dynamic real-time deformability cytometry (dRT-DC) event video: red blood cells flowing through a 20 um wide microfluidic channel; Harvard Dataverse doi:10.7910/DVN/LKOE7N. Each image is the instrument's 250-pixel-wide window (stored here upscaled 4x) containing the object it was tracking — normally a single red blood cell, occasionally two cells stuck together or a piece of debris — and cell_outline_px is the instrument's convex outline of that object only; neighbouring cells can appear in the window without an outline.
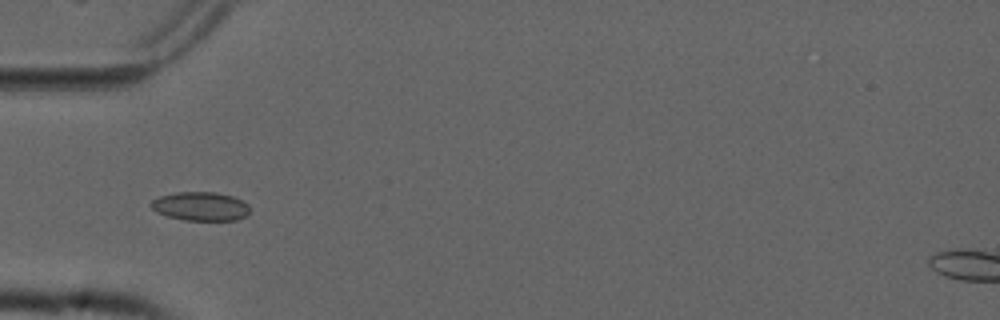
{"species": "common noctule bat (a hibernating species)", "species_latin": "Nyctalus noctula", "temperature_condition": "cold", "stored_images_in_passage": 32, "camera_frame_rate_fps": 3000, "um_per_image_px": 0.085, "animal": {"sex": "male", "forearm_length_mm": 52.5}, "frame": {"image": 1, "passage_image": 3, "time_ms": 0.667, "image_size_px": [1000, 320], "cell_outline_px": [[248, 212], [244, 216], [236, 220], [184, 220], [168, 216], [156, 212], [148, 204], [152, 200], [160, 196], [176, 192], [216, 192], [232, 196], [248, 204]], "centroid_in_image_um": [17.0, 17.53], "position_along_channel_um": 68.0, "area_um2": 16.47}}
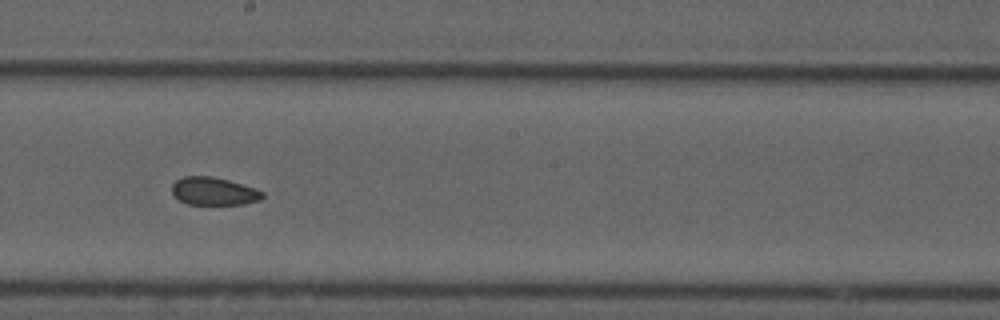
{"frame": {"image": 2, "passage_image": 16, "time_ms": 5.0, "image_size_px": [1000, 320], "cell_outline_px": [[264, 196], [260, 200], [244, 204], [188, 204], [180, 200], [172, 192], [172, 184], [176, 180], [184, 176], [212, 176], [228, 180], [256, 188], [264, 192]], "centroid_in_image_um": [18.19, 16.25], "position_along_channel_um": 230.0, "area_um2": 14.68}}
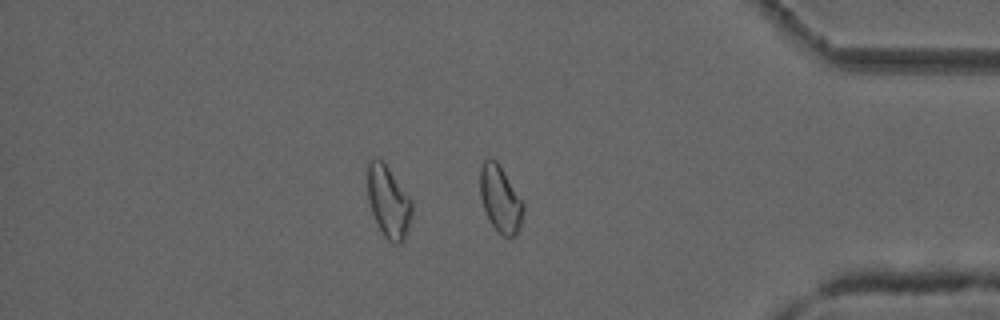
{"frame": {"image": 3, "passage_image": 31, "time_ms": 10.0, "image_size_px": [1000, 320], "cell_outline_px": [[412, 216], [404, 240], [400, 244], [392, 244], [384, 236], [376, 224], [368, 200], [368, 160], [380, 160], [388, 168], [412, 200]], "centroid_in_image_um": [33.03, 17.22], "position_along_channel_um": 402.2, "area_um2": 18.44}, "authors_computed_cell_mechanics": {"area_um2": 15.606, "velocity_mm_per_s": 3.7517, "shape_relaxation_time_tau1_ms": null, "shape_relaxation_time_tau2_ms": 4.6582, "deformation_change_tau1": null, "deformation_change_tau2": 0.082}}